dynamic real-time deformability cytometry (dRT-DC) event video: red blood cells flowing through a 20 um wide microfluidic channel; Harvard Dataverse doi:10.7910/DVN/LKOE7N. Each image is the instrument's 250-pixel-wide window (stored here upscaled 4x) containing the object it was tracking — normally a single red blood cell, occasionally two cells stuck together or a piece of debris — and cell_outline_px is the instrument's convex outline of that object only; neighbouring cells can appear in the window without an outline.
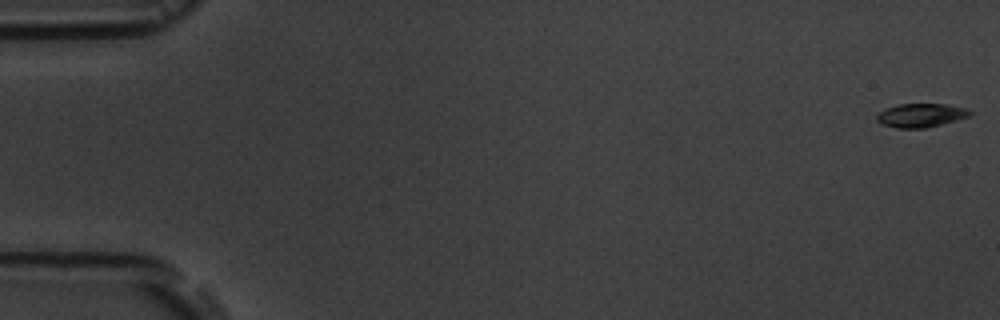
{"species": "common noctule bat (a hibernating species)", "species_latin": "Nyctalus noctula", "temperature_condition": "room temperature", "stored_images_in_passage": 7, "camera_frame_rate_fps": 3000, "um_per_image_px": 0.085, "animal": {"sex": "male", "body_mass_g": 19.5, "forearm_length_mm": 54.6}, "frame": {"image": 1, "passage_image": 1, "time_ms": 0.0, "image_size_px": [1000, 320], "cell_outline_px": [[972, 112], [968, 116], [956, 120], [924, 128], [896, 128], [880, 124], [876, 120], [876, 116], [880, 112], [888, 108], [900, 104], [948, 104], [968, 108]], "centroid_in_image_um": [78.27, 9.8], "position_along_channel_um": 6.7, "area_um2": 12.77}}
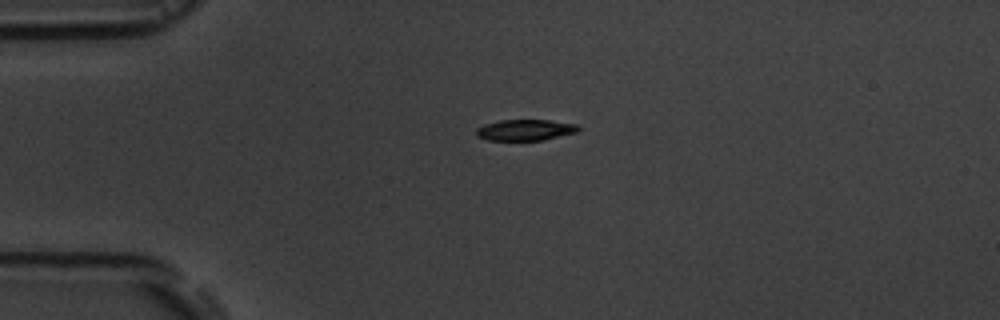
{"frame": {"image": 2, "passage_image": 5, "time_ms": 4.333, "image_size_px": [1000, 320], "cell_outline_px": [[584, 128], [576, 132], [544, 140], [488, 140], [476, 136], [476, 128], [484, 124], [500, 120], [548, 120], [576, 124]], "centroid_in_image_um": [44.66, 11.04], "position_along_channel_um": 40.3, "area_um2": 12.6}}
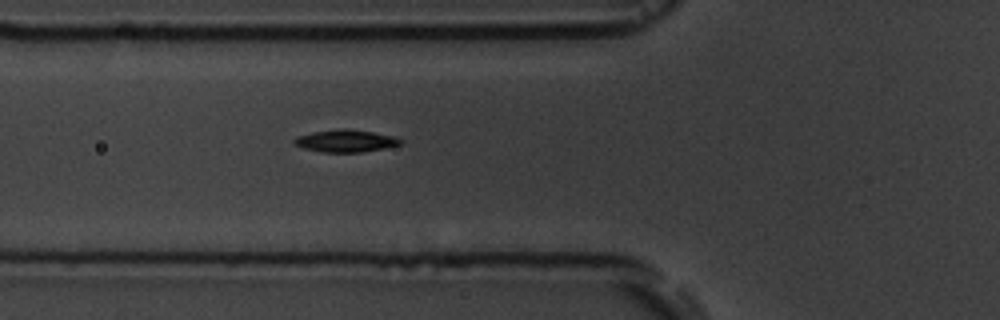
{"frame": {"image": 3, "passage_image": 7, "time_ms": 6.667, "image_size_px": [1000, 320], "cell_outline_px": [[404, 140], [400, 144], [384, 148], [360, 152], [324, 152], [304, 148], [296, 144], [292, 140], [296, 136], [312, 132], [340, 128], [348, 128], [372, 132], [392, 136]], "centroid_in_image_um": [29.36, 11.96], "position_along_channel_um": 96.4, "area_um2": 13.7}}